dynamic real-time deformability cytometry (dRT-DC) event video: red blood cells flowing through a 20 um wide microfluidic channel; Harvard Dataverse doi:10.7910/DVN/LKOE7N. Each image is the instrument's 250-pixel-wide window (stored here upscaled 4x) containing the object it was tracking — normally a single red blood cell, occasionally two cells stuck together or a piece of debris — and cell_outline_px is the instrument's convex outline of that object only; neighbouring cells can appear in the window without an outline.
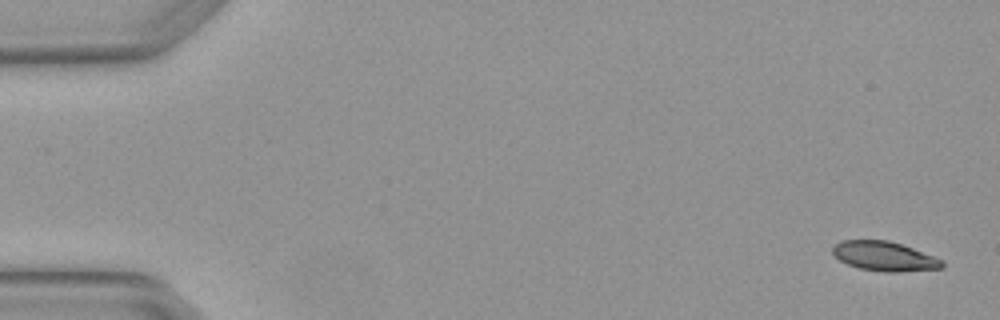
{"species": "Egyptian fruit bat (a non-hibernating species)", "species_latin": "Rousettus aegyptiacus", "temperature_condition": "warm", "stored_images_in_passage": 7, "camera_frame_rate_fps": 3000, "um_per_image_px": 0.085, "animal": {"sex": "female"}, "frame": {"image": 1, "passage_image": 1, "time_ms": 0.0, "image_size_px": [1000, 320], "cell_outline_px": [[944, 268], [900, 272], [884, 272], [860, 268], [848, 264], [840, 260], [832, 252], [832, 248], [840, 240], [888, 240], [912, 248], [944, 260]], "centroid_in_image_um": [75.19, 21.78], "position_along_channel_um": 9.8, "area_um2": 18.73}}
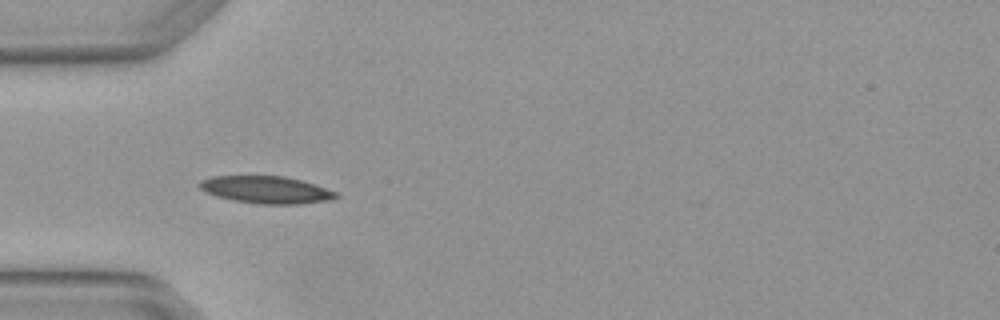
{"frame": {"image": 2, "passage_image": 5, "time_ms": 1.333, "image_size_px": [1000, 320], "cell_outline_px": [[340, 196], [324, 200], [300, 204], [260, 204], [232, 200], [216, 196], [204, 192], [196, 184], [200, 180], [212, 176], [284, 176], [316, 184], [336, 192]], "centroid_in_image_um": [22.56, 16.12], "position_along_channel_um": 62.4, "area_um2": 21.68}}
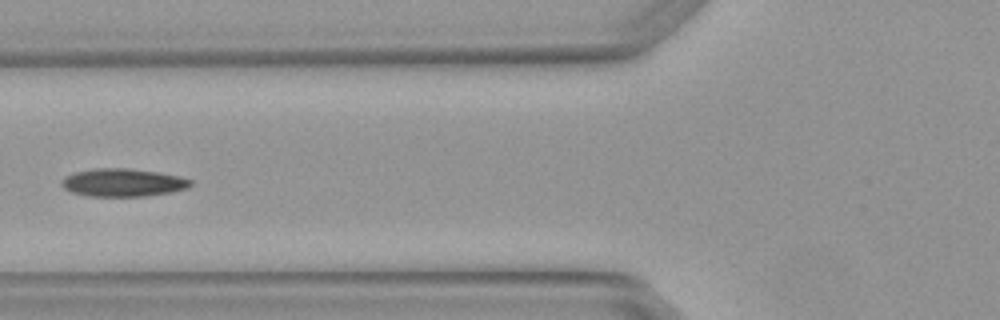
{"frame": {"image": 3, "passage_image": 6, "time_ms": 1.667, "image_size_px": [1000, 320], "cell_outline_px": [[192, 184], [188, 188], [172, 192], [148, 196], [88, 196], [72, 192], [64, 188], [60, 184], [60, 180], [64, 176], [76, 172], [96, 168], [128, 168], [156, 172], [180, 176], [192, 180]], "centroid_in_image_um": [10.45, 15.52], "position_along_channel_um": 115.4, "area_um2": 21.1}}